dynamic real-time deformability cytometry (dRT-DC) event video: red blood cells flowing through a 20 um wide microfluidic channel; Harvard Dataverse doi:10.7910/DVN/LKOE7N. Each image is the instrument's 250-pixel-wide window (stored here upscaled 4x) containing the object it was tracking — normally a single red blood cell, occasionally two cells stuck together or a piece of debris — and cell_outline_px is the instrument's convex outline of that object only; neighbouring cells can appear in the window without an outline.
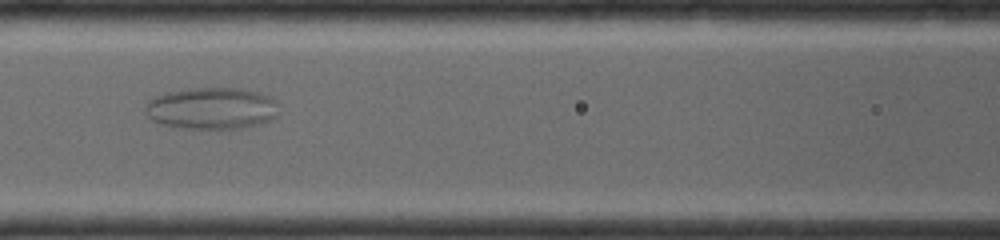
{"species": "common noctule bat (a hibernating species)", "species_latin": "Nyctalus noctula", "temperature_condition": "room temperature", "stored_images_in_passage": 36, "camera_frame_rate_fps": 4000, "um_per_image_px": 0.085, "animal": {"sex": "female", "body_mass_g": 19.0, "forearm_length_mm": 56.7}, "frame": {"image": 1, "passage_image": 16, "time_ms": 6.25, "image_size_px": [1000, 240], "cell_outline_px": [[276, 116], [272, 120], [240, 128], [180, 128], [164, 124], [152, 120], [148, 116], [148, 100], [164, 92], [196, 88], [240, 88], [272, 96], [276, 100]], "centroid_in_image_um": [18.02, 9.2], "position_along_channel_um": 148.6, "area_um2": 32.14}}
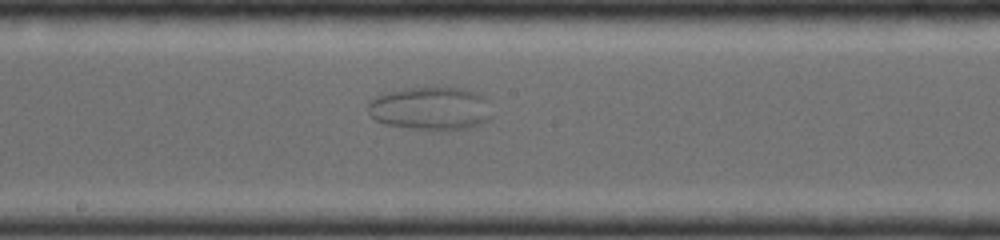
{"frame": {"image": 2, "passage_image": 20, "time_ms": 7.75, "image_size_px": [1000, 240], "cell_outline_px": [[488, 120], [468, 128], [412, 128], [384, 124], [376, 120], [372, 116], [368, 108], [368, 100], [380, 92], [400, 88], [464, 88], [488, 96]], "centroid_in_image_um": [36.54, 9.17], "position_along_channel_um": 211.7, "area_um2": 30.92}}
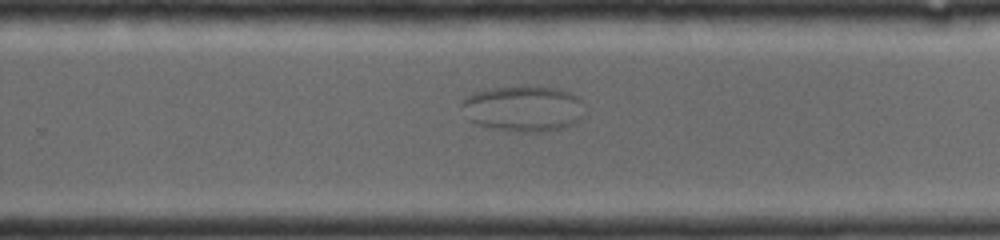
{"frame": {"image": 3, "passage_image": 24, "time_ms": 9.5, "image_size_px": [1000, 240], "cell_outline_px": [[584, 116], [580, 120], [572, 124], [560, 128], [540, 132], [524, 132], [476, 124], [468, 120], [460, 104], [472, 92], [492, 88], [556, 88], [580, 96]], "centroid_in_image_um": [44.49, 9.24], "position_along_channel_um": 285.3, "area_um2": 32.14}}